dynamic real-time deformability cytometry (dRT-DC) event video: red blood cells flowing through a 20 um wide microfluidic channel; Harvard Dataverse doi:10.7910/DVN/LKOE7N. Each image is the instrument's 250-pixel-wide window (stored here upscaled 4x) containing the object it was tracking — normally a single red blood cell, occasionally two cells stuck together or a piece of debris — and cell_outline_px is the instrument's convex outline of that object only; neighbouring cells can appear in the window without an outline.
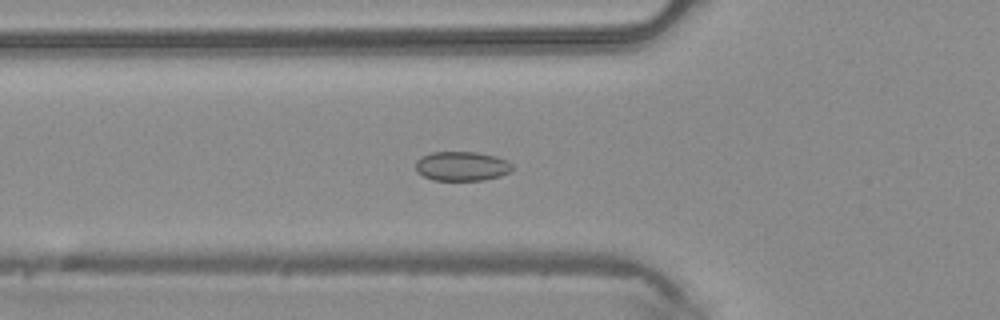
{"species": "common noctule bat (a hibernating species)", "species_latin": "Nyctalus noctula", "temperature_condition": "warm", "stored_images_in_passage": 35, "camera_frame_rate_fps": 3000, "um_per_image_px": 0.085, "animal": {"sex": "male", "body_mass_g": 20.4}, "frame": {"image": 1, "passage_image": 5, "time_ms": 1.333, "image_size_px": [1000, 320], "cell_outline_px": [[512, 172], [500, 176], [484, 180], [432, 180], [416, 172], [416, 160], [420, 156], [432, 152], [476, 152], [496, 156], [508, 160], [512, 164]], "centroid_in_image_um": [39.26, 14.12], "position_along_channel_um": 86.5, "area_um2": 16.76}}
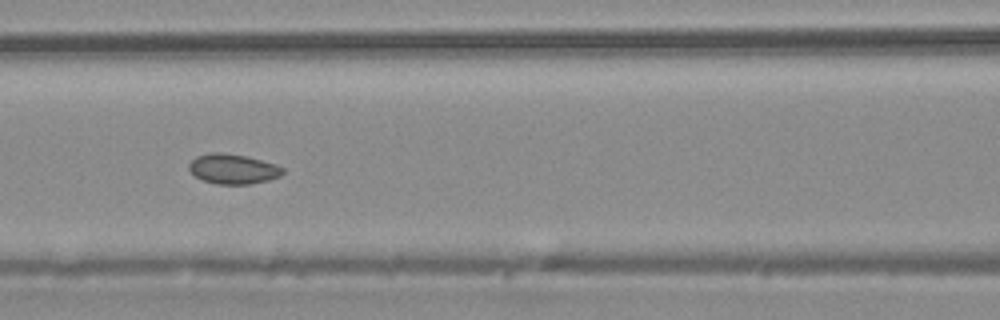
{"frame": {"image": 2, "passage_image": 9, "time_ms": 2.667, "image_size_px": [1000, 320], "cell_outline_px": [[284, 172], [280, 176], [268, 180], [252, 184], [216, 184], [204, 180], [196, 176], [188, 168], [188, 164], [196, 156], [212, 152], [220, 152], [244, 156], [276, 164], [284, 168]], "centroid_in_image_um": [19.81, 14.36], "position_along_channel_um": 146.8, "area_um2": 16.24}}
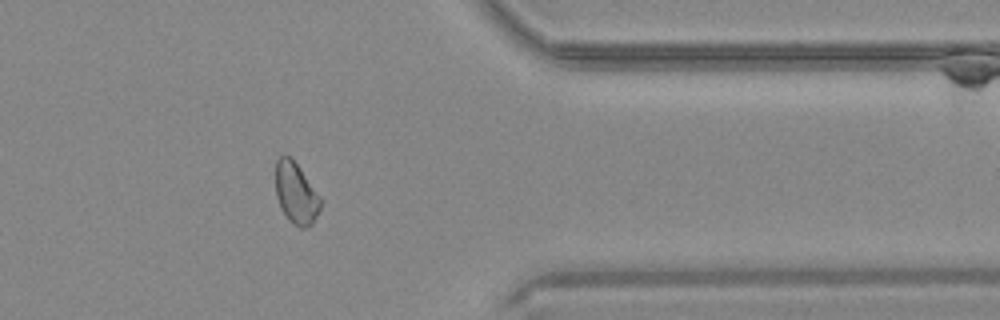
{"frame": {"image": 3, "passage_image": 26, "time_ms": 8.333, "image_size_px": [1000, 320], "cell_outline_px": [[320, 212], [312, 224], [308, 228], [300, 228], [292, 224], [288, 220], [280, 208], [276, 196], [276, 160], [284, 152], [292, 156], [320, 196]], "centroid_in_image_um": [25.15, 16.41], "position_along_channel_um": 386.3, "area_um2": 16.47}}